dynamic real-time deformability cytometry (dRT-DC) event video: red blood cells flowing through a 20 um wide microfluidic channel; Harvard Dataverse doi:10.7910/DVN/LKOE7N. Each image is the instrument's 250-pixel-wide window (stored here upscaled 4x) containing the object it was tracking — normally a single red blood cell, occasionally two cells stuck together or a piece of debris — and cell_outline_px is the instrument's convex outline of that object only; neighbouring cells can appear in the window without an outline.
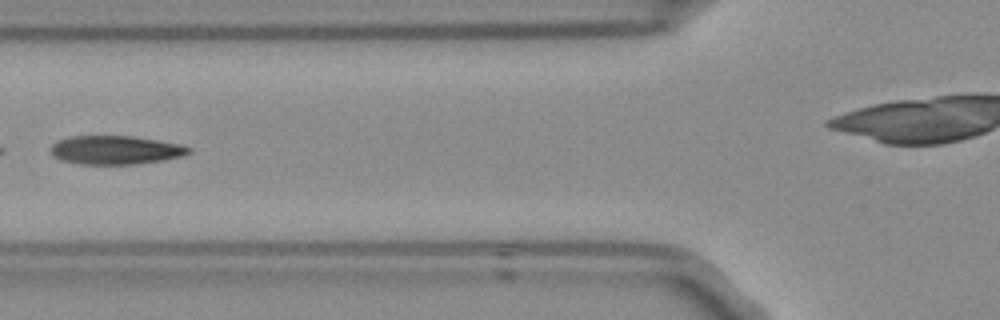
{"species": "Egyptian fruit bat (a non-hibernating species)", "species_latin": "Rousettus aegyptiacus", "temperature_condition": "room temperature", "stored_images_in_passage": 3, "camera_frame_rate_fps": 3000, "um_per_image_px": 0.085, "frame": {"image": 1, "passage_image": 3, "time_ms": 0.667, "image_size_px": [1000, 320], "cell_outline_px": [[192, 152], [180, 156], [164, 160], [132, 164], [80, 164], [60, 160], [52, 156], [52, 144], [56, 140], [68, 136], [132, 136], [180, 144], [192, 148]], "centroid_in_image_um": [9.79, 12.75], "position_along_channel_um": 116.0, "area_um2": 23.06}}